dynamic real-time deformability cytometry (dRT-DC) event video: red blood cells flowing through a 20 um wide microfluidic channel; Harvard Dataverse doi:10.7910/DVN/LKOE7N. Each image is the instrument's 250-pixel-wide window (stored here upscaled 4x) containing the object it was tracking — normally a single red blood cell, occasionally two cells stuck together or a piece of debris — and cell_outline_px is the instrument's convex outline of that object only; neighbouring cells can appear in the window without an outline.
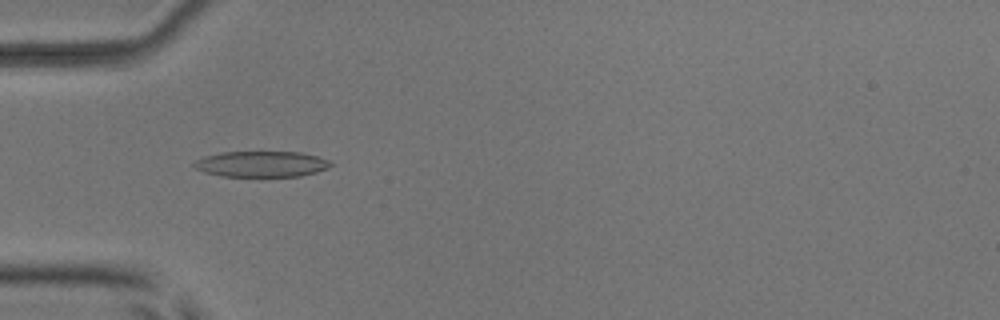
{"species": "common noctule bat (a hibernating species)", "species_latin": "Nyctalus noctula", "temperature_condition": "room temperature", "stored_images_in_passage": 5, "camera_frame_rate_fps": 3000, "um_per_image_px": 0.085, "animal": {"sex": "male", "body_mass_g": 17.9, "forearm_length_mm": 54.2}, "frame": {"image": 1, "passage_image": 4, "time_ms": 1.0, "image_size_px": [1000, 320], "cell_outline_px": [[332, 164], [328, 168], [316, 172], [300, 176], [220, 176], [204, 172], [196, 168], [192, 164], [196, 160], [204, 156], [220, 152], [300, 152], [316, 156], [328, 160]], "centroid_in_image_um": [22.2, 13.94], "position_along_channel_um": 62.8, "area_um2": 20.46}}
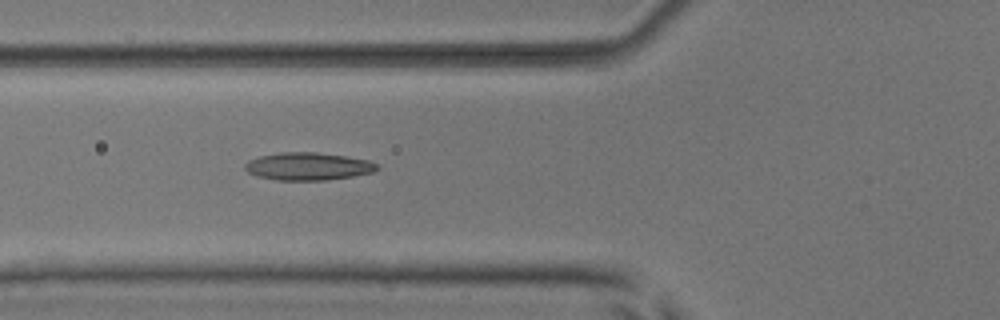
{"frame": {"image": 2, "passage_image": 5, "time_ms": 1.333, "image_size_px": [1000, 320], "cell_outline_px": [[380, 168], [372, 172], [352, 176], [328, 180], [276, 180], [256, 176], [248, 172], [244, 168], [244, 164], [248, 160], [260, 156], [280, 152], [316, 152], [348, 156], [368, 160], [380, 164]], "centroid_in_image_um": [26.2, 14.13], "position_along_channel_um": 99.6, "area_um2": 21.5}}